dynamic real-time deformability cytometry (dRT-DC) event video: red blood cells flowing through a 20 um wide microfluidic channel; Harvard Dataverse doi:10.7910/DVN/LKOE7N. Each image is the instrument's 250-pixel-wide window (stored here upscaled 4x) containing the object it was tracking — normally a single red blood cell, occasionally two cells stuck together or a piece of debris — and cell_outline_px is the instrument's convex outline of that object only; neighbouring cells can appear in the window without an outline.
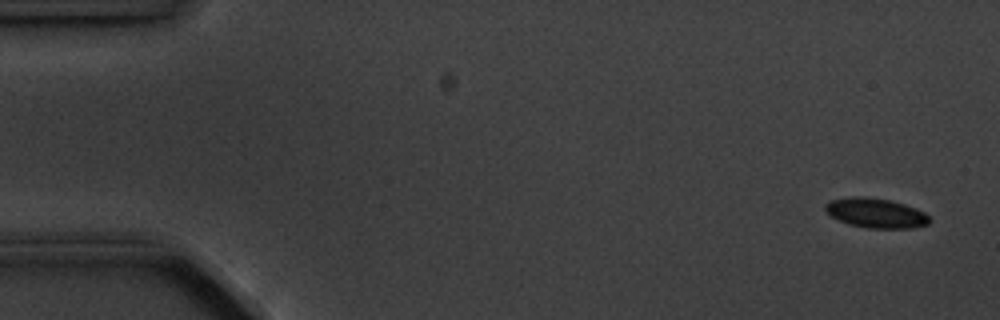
{"species": "common noctule bat (a hibernating species)", "species_latin": "Nyctalus noctula", "temperature_condition": "cold", "stored_images_in_passage": 4, "camera_frame_rate_fps": 3000, "um_per_image_px": 0.085, "animal": {"sex": "male", "body_mass_g": 20.1, "forearm_length_mm": 53.5}, "frame": {"image": 1, "passage_image": 1, "time_ms": 0.0, "image_size_px": [1000, 320], "cell_outline_px": [[928, 224], [912, 228], [868, 228], [848, 224], [832, 216], [824, 208], [824, 204], [832, 200], [852, 196], [860, 196], [888, 200], [904, 204], [916, 208], [924, 212], [928, 216]], "centroid_in_image_um": [74.44, 18.11], "position_along_channel_um": 10.6, "area_um2": 17.74}}
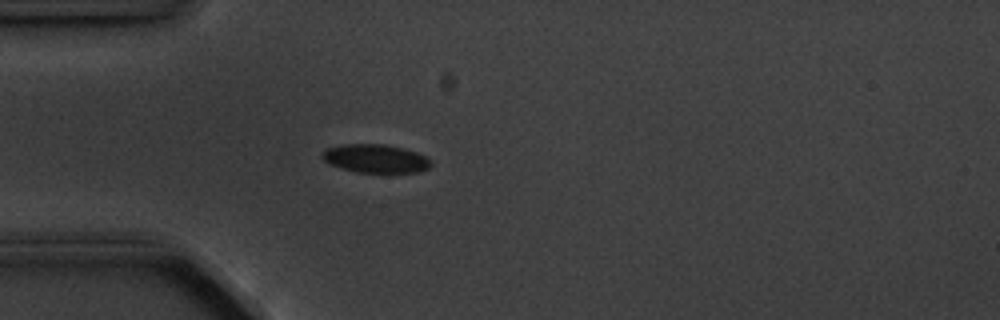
{"frame": {"image": 2, "passage_image": 4, "time_ms": 4.333, "image_size_px": [1000, 320], "cell_outline_px": [[432, 164], [428, 168], [416, 172], [356, 172], [340, 168], [328, 164], [320, 156], [328, 148], [344, 144], [384, 144], [416, 152], [424, 156]], "centroid_in_image_um": [31.87, 13.48], "position_along_channel_um": 53.1, "area_um2": 17.74}}